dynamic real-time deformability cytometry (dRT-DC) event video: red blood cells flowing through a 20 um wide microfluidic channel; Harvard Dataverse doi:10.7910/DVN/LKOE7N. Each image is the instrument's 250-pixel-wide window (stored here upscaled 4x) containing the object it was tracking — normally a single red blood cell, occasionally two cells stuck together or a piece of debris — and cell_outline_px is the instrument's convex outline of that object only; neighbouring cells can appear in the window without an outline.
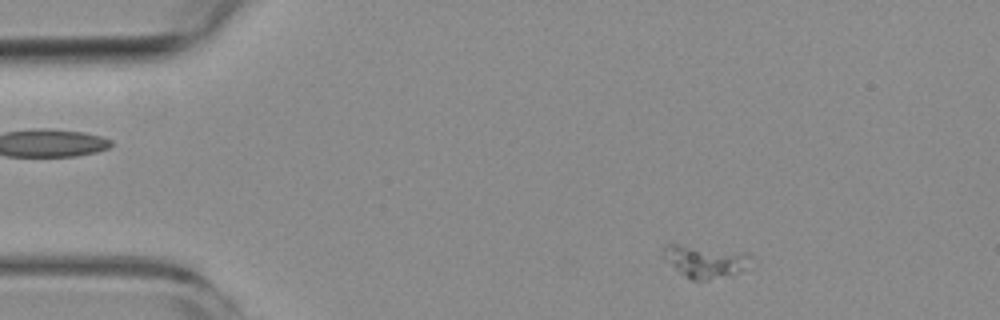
{"species": "common noctule bat (a hibernating species)", "species_latin": "Nyctalus noctula", "temperature_condition": "room temperature", "stored_images_in_passage": 3, "camera_frame_rate_fps": 3000, "um_per_image_px": 0.085, "animal": {"sex": "female", "body_mass_g": 19.3, "forearm_length_mm": 54.1}, "frame": {"image": 1, "passage_image": 1, "time_ms": 0.0, "image_size_px": [1000, 320], "cell_outline_px": [[756, 260], [740, 272], [732, 276], [708, 280], [692, 280], [680, 272], [660, 256], [660, 252], [664, 244], [668, 240], [748, 252]], "centroid_in_image_um": [59.92, 22.13], "position_along_channel_um": 25.1, "area_um2": 18.09}}